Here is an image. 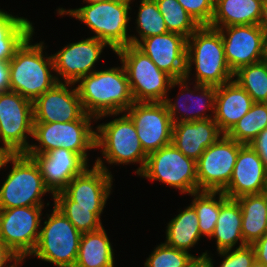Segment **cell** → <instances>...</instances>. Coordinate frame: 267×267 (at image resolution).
Segmentation results:
<instances>
[{
	"mask_svg": "<svg viewBox=\"0 0 267 267\" xmlns=\"http://www.w3.org/2000/svg\"><path fill=\"white\" fill-rule=\"evenodd\" d=\"M95 148H101L104 160L98 157L94 165L109 173L111 172L107 169L106 162L110 165L139 163L135 172L137 175L144 170L147 162L148 154L142 148L133 121L125 112L108 123L96 126Z\"/></svg>",
	"mask_w": 267,
	"mask_h": 267,
	"instance_id": "4",
	"label": "cell"
},
{
	"mask_svg": "<svg viewBox=\"0 0 267 267\" xmlns=\"http://www.w3.org/2000/svg\"><path fill=\"white\" fill-rule=\"evenodd\" d=\"M85 113L95 121L123 114L135 101L124 66L96 70L75 84Z\"/></svg>",
	"mask_w": 267,
	"mask_h": 267,
	"instance_id": "1",
	"label": "cell"
},
{
	"mask_svg": "<svg viewBox=\"0 0 267 267\" xmlns=\"http://www.w3.org/2000/svg\"><path fill=\"white\" fill-rule=\"evenodd\" d=\"M44 206L0 209V242L15 256L31 257L41 228Z\"/></svg>",
	"mask_w": 267,
	"mask_h": 267,
	"instance_id": "12",
	"label": "cell"
},
{
	"mask_svg": "<svg viewBox=\"0 0 267 267\" xmlns=\"http://www.w3.org/2000/svg\"><path fill=\"white\" fill-rule=\"evenodd\" d=\"M30 35L9 60V90L34 102L57 83L53 58L45 57L44 42L32 44Z\"/></svg>",
	"mask_w": 267,
	"mask_h": 267,
	"instance_id": "2",
	"label": "cell"
},
{
	"mask_svg": "<svg viewBox=\"0 0 267 267\" xmlns=\"http://www.w3.org/2000/svg\"><path fill=\"white\" fill-rule=\"evenodd\" d=\"M200 26H209L214 15L215 0H177Z\"/></svg>",
	"mask_w": 267,
	"mask_h": 267,
	"instance_id": "39",
	"label": "cell"
},
{
	"mask_svg": "<svg viewBox=\"0 0 267 267\" xmlns=\"http://www.w3.org/2000/svg\"><path fill=\"white\" fill-rule=\"evenodd\" d=\"M104 229L83 233L74 267H114V249Z\"/></svg>",
	"mask_w": 267,
	"mask_h": 267,
	"instance_id": "27",
	"label": "cell"
},
{
	"mask_svg": "<svg viewBox=\"0 0 267 267\" xmlns=\"http://www.w3.org/2000/svg\"><path fill=\"white\" fill-rule=\"evenodd\" d=\"M188 83L190 85V82H188L185 78L175 80V86H180L179 88L181 92L178 93L179 95L174 102H172L173 99L168 96L164 100V104L166 105L172 122H191L214 118L217 87L196 83L193 91L188 86ZM195 92L197 93L195 94ZM181 100L184 102L180 103ZM193 109L197 111L193 112ZM206 110L211 111L212 114H206Z\"/></svg>",
	"mask_w": 267,
	"mask_h": 267,
	"instance_id": "19",
	"label": "cell"
},
{
	"mask_svg": "<svg viewBox=\"0 0 267 267\" xmlns=\"http://www.w3.org/2000/svg\"><path fill=\"white\" fill-rule=\"evenodd\" d=\"M95 118L85 113L79 120L66 123H34L33 140L26 154H44L63 148L80 154L88 162V150H95L96 130L91 121Z\"/></svg>",
	"mask_w": 267,
	"mask_h": 267,
	"instance_id": "7",
	"label": "cell"
},
{
	"mask_svg": "<svg viewBox=\"0 0 267 267\" xmlns=\"http://www.w3.org/2000/svg\"><path fill=\"white\" fill-rule=\"evenodd\" d=\"M265 195V200H266V206H267V189L262 192Z\"/></svg>",
	"mask_w": 267,
	"mask_h": 267,
	"instance_id": "52",
	"label": "cell"
},
{
	"mask_svg": "<svg viewBox=\"0 0 267 267\" xmlns=\"http://www.w3.org/2000/svg\"><path fill=\"white\" fill-rule=\"evenodd\" d=\"M249 146L257 152L267 170V128L260 132Z\"/></svg>",
	"mask_w": 267,
	"mask_h": 267,
	"instance_id": "40",
	"label": "cell"
},
{
	"mask_svg": "<svg viewBox=\"0 0 267 267\" xmlns=\"http://www.w3.org/2000/svg\"><path fill=\"white\" fill-rule=\"evenodd\" d=\"M74 83L58 82L33 102L34 123H66L84 114ZM70 87V88H68Z\"/></svg>",
	"mask_w": 267,
	"mask_h": 267,
	"instance_id": "18",
	"label": "cell"
},
{
	"mask_svg": "<svg viewBox=\"0 0 267 267\" xmlns=\"http://www.w3.org/2000/svg\"><path fill=\"white\" fill-rule=\"evenodd\" d=\"M113 175L93 164L75 176L66 188L54 195L56 207L105 208L111 194Z\"/></svg>",
	"mask_w": 267,
	"mask_h": 267,
	"instance_id": "14",
	"label": "cell"
},
{
	"mask_svg": "<svg viewBox=\"0 0 267 267\" xmlns=\"http://www.w3.org/2000/svg\"><path fill=\"white\" fill-rule=\"evenodd\" d=\"M255 251V258L267 266V232L252 244Z\"/></svg>",
	"mask_w": 267,
	"mask_h": 267,
	"instance_id": "41",
	"label": "cell"
},
{
	"mask_svg": "<svg viewBox=\"0 0 267 267\" xmlns=\"http://www.w3.org/2000/svg\"><path fill=\"white\" fill-rule=\"evenodd\" d=\"M114 1H117V2H121V3H125V4H128L130 5L132 2V0H114ZM134 1V0H133Z\"/></svg>",
	"mask_w": 267,
	"mask_h": 267,
	"instance_id": "51",
	"label": "cell"
},
{
	"mask_svg": "<svg viewBox=\"0 0 267 267\" xmlns=\"http://www.w3.org/2000/svg\"><path fill=\"white\" fill-rule=\"evenodd\" d=\"M13 153L4 145L0 146V170L9 163V158Z\"/></svg>",
	"mask_w": 267,
	"mask_h": 267,
	"instance_id": "45",
	"label": "cell"
},
{
	"mask_svg": "<svg viewBox=\"0 0 267 267\" xmlns=\"http://www.w3.org/2000/svg\"><path fill=\"white\" fill-rule=\"evenodd\" d=\"M259 27L267 37V0H263Z\"/></svg>",
	"mask_w": 267,
	"mask_h": 267,
	"instance_id": "46",
	"label": "cell"
},
{
	"mask_svg": "<svg viewBox=\"0 0 267 267\" xmlns=\"http://www.w3.org/2000/svg\"><path fill=\"white\" fill-rule=\"evenodd\" d=\"M217 254L224 258L218 267H251L256 259L253 246L247 244L236 249L218 251Z\"/></svg>",
	"mask_w": 267,
	"mask_h": 267,
	"instance_id": "38",
	"label": "cell"
},
{
	"mask_svg": "<svg viewBox=\"0 0 267 267\" xmlns=\"http://www.w3.org/2000/svg\"><path fill=\"white\" fill-rule=\"evenodd\" d=\"M86 4H95V3H99V2H104V1H108V0H83V2Z\"/></svg>",
	"mask_w": 267,
	"mask_h": 267,
	"instance_id": "49",
	"label": "cell"
},
{
	"mask_svg": "<svg viewBox=\"0 0 267 267\" xmlns=\"http://www.w3.org/2000/svg\"><path fill=\"white\" fill-rule=\"evenodd\" d=\"M194 255L161 243L144 262V267H186Z\"/></svg>",
	"mask_w": 267,
	"mask_h": 267,
	"instance_id": "37",
	"label": "cell"
},
{
	"mask_svg": "<svg viewBox=\"0 0 267 267\" xmlns=\"http://www.w3.org/2000/svg\"><path fill=\"white\" fill-rule=\"evenodd\" d=\"M190 196L194 198L190 205L198 216L200 234L211 238L220 212V191H196Z\"/></svg>",
	"mask_w": 267,
	"mask_h": 267,
	"instance_id": "33",
	"label": "cell"
},
{
	"mask_svg": "<svg viewBox=\"0 0 267 267\" xmlns=\"http://www.w3.org/2000/svg\"><path fill=\"white\" fill-rule=\"evenodd\" d=\"M47 219L31 256L57 267H74L82 234L55 205Z\"/></svg>",
	"mask_w": 267,
	"mask_h": 267,
	"instance_id": "9",
	"label": "cell"
},
{
	"mask_svg": "<svg viewBox=\"0 0 267 267\" xmlns=\"http://www.w3.org/2000/svg\"><path fill=\"white\" fill-rule=\"evenodd\" d=\"M33 33V23L27 18L0 9V60L9 62L16 50Z\"/></svg>",
	"mask_w": 267,
	"mask_h": 267,
	"instance_id": "30",
	"label": "cell"
},
{
	"mask_svg": "<svg viewBox=\"0 0 267 267\" xmlns=\"http://www.w3.org/2000/svg\"><path fill=\"white\" fill-rule=\"evenodd\" d=\"M251 267H267L264 264H262L261 262H258L256 259L255 261L252 263Z\"/></svg>",
	"mask_w": 267,
	"mask_h": 267,
	"instance_id": "50",
	"label": "cell"
},
{
	"mask_svg": "<svg viewBox=\"0 0 267 267\" xmlns=\"http://www.w3.org/2000/svg\"><path fill=\"white\" fill-rule=\"evenodd\" d=\"M136 47L174 80L185 77L187 38L183 35L168 32L152 36L142 39Z\"/></svg>",
	"mask_w": 267,
	"mask_h": 267,
	"instance_id": "20",
	"label": "cell"
},
{
	"mask_svg": "<svg viewBox=\"0 0 267 267\" xmlns=\"http://www.w3.org/2000/svg\"><path fill=\"white\" fill-rule=\"evenodd\" d=\"M168 32L178 33L187 39L200 27L177 0H155Z\"/></svg>",
	"mask_w": 267,
	"mask_h": 267,
	"instance_id": "35",
	"label": "cell"
},
{
	"mask_svg": "<svg viewBox=\"0 0 267 267\" xmlns=\"http://www.w3.org/2000/svg\"><path fill=\"white\" fill-rule=\"evenodd\" d=\"M135 20L136 31L139 36L137 38L135 34L133 36L130 35V45L136 46L142 39L168 33L165 21L155 0H140Z\"/></svg>",
	"mask_w": 267,
	"mask_h": 267,
	"instance_id": "32",
	"label": "cell"
},
{
	"mask_svg": "<svg viewBox=\"0 0 267 267\" xmlns=\"http://www.w3.org/2000/svg\"><path fill=\"white\" fill-rule=\"evenodd\" d=\"M67 219L81 233H88L99 230L103 227L101 214L104 208L84 207H57Z\"/></svg>",
	"mask_w": 267,
	"mask_h": 267,
	"instance_id": "36",
	"label": "cell"
},
{
	"mask_svg": "<svg viewBox=\"0 0 267 267\" xmlns=\"http://www.w3.org/2000/svg\"><path fill=\"white\" fill-rule=\"evenodd\" d=\"M105 46L109 47L105 42L91 36L70 43L53 54V73L58 82L75 84L80 78L96 71L95 64L100 60Z\"/></svg>",
	"mask_w": 267,
	"mask_h": 267,
	"instance_id": "16",
	"label": "cell"
},
{
	"mask_svg": "<svg viewBox=\"0 0 267 267\" xmlns=\"http://www.w3.org/2000/svg\"><path fill=\"white\" fill-rule=\"evenodd\" d=\"M267 189V170L257 152L243 145L234 165L228 186L222 191L228 198L259 194Z\"/></svg>",
	"mask_w": 267,
	"mask_h": 267,
	"instance_id": "22",
	"label": "cell"
},
{
	"mask_svg": "<svg viewBox=\"0 0 267 267\" xmlns=\"http://www.w3.org/2000/svg\"><path fill=\"white\" fill-rule=\"evenodd\" d=\"M233 77L253 102L267 103V65L263 61L239 68Z\"/></svg>",
	"mask_w": 267,
	"mask_h": 267,
	"instance_id": "34",
	"label": "cell"
},
{
	"mask_svg": "<svg viewBox=\"0 0 267 267\" xmlns=\"http://www.w3.org/2000/svg\"><path fill=\"white\" fill-rule=\"evenodd\" d=\"M251 96L235 81L217 87L214 120L227 134L253 105Z\"/></svg>",
	"mask_w": 267,
	"mask_h": 267,
	"instance_id": "24",
	"label": "cell"
},
{
	"mask_svg": "<svg viewBox=\"0 0 267 267\" xmlns=\"http://www.w3.org/2000/svg\"><path fill=\"white\" fill-rule=\"evenodd\" d=\"M125 113L133 121L147 154L171 144L174 123L164 102H134Z\"/></svg>",
	"mask_w": 267,
	"mask_h": 267,
	"instance_id": "15",
	"label": "cell"
},
{
	"mask_svg": "<svg viewBox=\"0 0 267 267\" xmlns=\"http://www.w3.org/2000/svg\"><path fill=\"white\" fill-rule=\"evenodd\" d=\"M195 66V83L221 86L234 79L227 64L221 33L209 26H200L187 39L185 79L190 81Z\"/></svg>",
	"mask_w": 267,
	"mask_h": 267,
	"instance_id": "3",
	"label": "cell"
},
{
	"mask_svg": "<svg viewBox=\"0 0 267 267\" xmlns=\"http://www.w3.org/2000/svg\"><path fill=\"white\" fill-rule=\"evenodd\" d=\"M262 61L267 65V37L264 42Z\"/></svg>",
	"mask_w": 267,
	"mask_h": 267,
	"instance_id": "48",
	"label": "cell"
},
{
	"mask_svg": "<svg viewBox=\"0 0 267 267\" xmlns=\"http://www.w3.org/2000/svg\"><path fill=\"white\" fill-rule=\"evenodd\" d=\"M115 54L124 66L135 102H164L169 89L175 88V80L135 45L122 47Z\"/></svg>",
	"mask_w": 267,
	"mask_h": 267,
	"instance_id": "6",
	"label": "cell"
},
{
	"mask_svg": "<svg viewBox=\"0 0 267 267\" xmlns=\"http://www.w3.org/2000/svg\"><path fill=\"white\" fill-rule=\"evenodd\" d=\"M243 146L222 135L196 161L198 191H223L229 184L234 165Z\"/></svg>",
	"mask_w": 267,
	"mask_h": 267,
	"instance_id": "13",
	"label": "cell"
},
{
	"mask_svg": "<svg viewBox=\"0 0 267 267\" xmlns=\"http://www.w3.org/2000/svg\"><path fill=\"white\" fill-rule=\"evenodd\" d=\"M33 102L17 92H0V142L13 154L26 153L33 137Z\"/></svg>",
	"mask_w": 267,
	"mask_h": 267,
	"instance_id": "11",
	"label": "cell"
},
{
	"mask_svg": "<svg viewBox=\"0 0 267 267\" xmlns=\"http://www.w3.org/2000/svg\"><path fill=\"white\" fill-rule=\"evenodd\" d=\"M26 259V257H16L10 265H7L6 267H21V264L23 263V261ZM13 263V264H12Z\"/></svg>",
	"mask_w": 267,
	"mask_h": 267,
	"instance_id": "47",
	"label": "cell"
},
{
	"mask_svg": "<svg viewBox=\"0 0 267 267\" xmlns=\"http://www.w3.org/2000/svg\"><path fill=\"white\" fill-rule=\"evenodd\" d=\"M222 135L213 118L173 124L171 144L183 155L198 160Z\"/></svg>",
	"mask_w": 267,
	"mask_h": 267,
	"instance_id": "23",
	"label": "cell"
},
{
	"mask_svg": "<svg viewBox=\"0 0 267 267\" xmlns=\"http://www.w3.org/2000/svg\"><path fill=\"white\" fill-rule=\"evenodd\" d=\"M242 212V237L244 243L252 245L267 232V206L265 195L248 194L236 198Z\"/></svg>",
	"mask_w": 267,
	"mask_h": 267,
	"instance_id": "28",
	"label": "cell"
},
{
	"mask_svg": "<svg viewBox=\"0 0 267 267\" xmlns=\"http://www.w3.org/2000/svg\"><path fill=\"white\" fill-rule=\"evenodd\" d=\"M242 212L236 199L228 198L220 191V212L217 219L215 230L210 239L215 238L216 250L223 251L233 249L236 243L239 247L245 246L242 237Z\"/></svg>",
	"mask_w": 267,
	"mask_h": 267,
	"instance_id": "25",
	"label": "cell"
},
{
	"mask_svg": "<svg viewBox=\"0 0 267 267\" xmlns=\"http://www.w3.org/2000/svg\"><path fill=\"white\" fill-rule=\"evenodd\" d=\"M37 163L46 187L52 198L63 191L69 182L82 174L89 166L80 155L67 149L58 148L44 154H27Z\"/></svg>",
	"mask_w": 267,
	"mask_h": 267,
	"instance_id": "21",
	"label": "cell"
},
{
	"mask_svg": "<svg viewBox=\"0 0 267 267\" xmlns=\"http://www.w3.org/2000/svg\"><path fill=\"white\" fill-rule=\"evenodd\" d=\"M263 0H215L214 15L209 27L258 25Z\"/></svg>",
	"mask_w": 267,
	"mask_h": 267,
	"instance_id": "26",
	"label": "cell"
},
{
	"mask_svg": "<svg viewBox=\"0 0 267 267\" xmlns=\"http://www.w3.org/2000/svg\"><path fill=\"white\" fill-rule=\"evenodd\" d=\"M9 91V64L0 60V92Z\"/></svg>",
	"mask_w": 267,
	"mask_h": 267,
	"instance_id": "43",
	"label": "cell"
},
{
	"mask_svg": "<svg viewBox=\"0 0 267 267\" xmlns=\"http://www.w3.org/2000/svg\"><path fill=\"white\" fill-rule=\"evenodd\" d=\"M218 29L231 71L262 61L266 35L259 25H235Z\"/></svg>",
	"mask_w": 267,
	"mask_h": 267,
	"instance_id": "17",
	"label": "cell"
},
{
	"mask_svg": "<svg viewBox=\"0 0 267 267\" xmlns=\"http://www.w3.org/2000/svg\"><path fill=\"white\" fill-rule=\"evenodd\" d=\"M213 264V258L205 251L200 256H193L186 267H213Z\"/></svg>",
	"mask_w": 267,
	"mask_h": 267,
	"instance_id": "42",
	"label": "cell"
},
{
	"mask_svg": "<svg viewBox=\"0 0 267 267\" xmlns=\"http://www.w3.org/2000/svg\"><path fill=\"white\" fill-rule=\"evenodd\" d=\"M9 162L13 166L0 187V209L44 206L42 197L51 191L35 160L26 153H18L13 154Z\"/></svg>",
	"mask_w": 267,
	"mask_h": 267,
	"instance_id": "8",
	"label": "cell"
},
{
	"mask_svg": "<svg viewBox=\"0 0 267 267\" xmlns=\"http://www.w3.org/2000/svg\"><path fill=\"white\" fill-rule=\"evenodd\" d=\"M267 128V103L254 102L250 110L226 134L236 142L250 145Z\"/></svg>",
	"mask_w": 267,
	"mask_h": 267,
	"instance_id": "31",
	"label": "cell"
},
{
	"mask_svg": "<svg viewBox=\"0 0 267 267\" xmlns=\"http://www.w3.org/2000/svg\"><path fill=\"white\" fill-rule=\"evenodd\" d=\"M198 221L195 209L191 205L187 206L167 224L164 243L189 253L202 237Z\"/></svg>",
	"mask_w": 267,
	"mask_h": 267,
	"instance_id": "29",
	"label": "cell"
},
{
	"mask_svg": "<svg viewBox=\"0 0 267 267\" xmlns=\"http://www.w3.org/2000/svg\"><path fill=\"white\" fill-rule=\"evenodd\" d=\"M130 5L108 0L95 4H87L76 9L58 8L60 16L69 15L83 22L94 32V36L105 42L113 52L130 45L128 24Z\"/></svg>",
	"mask_w": 267,
	"mask_h": 267,
	"instance_id": "5",
	"label": "cell"
},
{
	"mask_svg": "<svg viewBox=\"0 0 267 267\" xmlns=\"http://www.w3.org/2000/svg\"><path fill=\"white\" fill-rule=\"evenodd\" d=\"M17 256H15L2 242H0V267H6Z\"/></svg>",
	"mask_w": 267,
	"mask_h": 267,
	"instance_id": "44",
	"label": "cell"
},
{
	"mask_svg": "<svg viewBox=\"0 0 267 267\" xmlns=\"http://www.w3.org/2000/svg\"><path fill=\"white\" fill-rule=\"evenodd\" d=\"M138 176L165 183L179 189L181 194L198 191L196 160L186 157L172 144L148 154L144 170Z\"/></svg>",
	"mask_w": 267,
	"mask_h": 267,
	"instance_id": "10",
	"label": "cell"
}]
</instances>
